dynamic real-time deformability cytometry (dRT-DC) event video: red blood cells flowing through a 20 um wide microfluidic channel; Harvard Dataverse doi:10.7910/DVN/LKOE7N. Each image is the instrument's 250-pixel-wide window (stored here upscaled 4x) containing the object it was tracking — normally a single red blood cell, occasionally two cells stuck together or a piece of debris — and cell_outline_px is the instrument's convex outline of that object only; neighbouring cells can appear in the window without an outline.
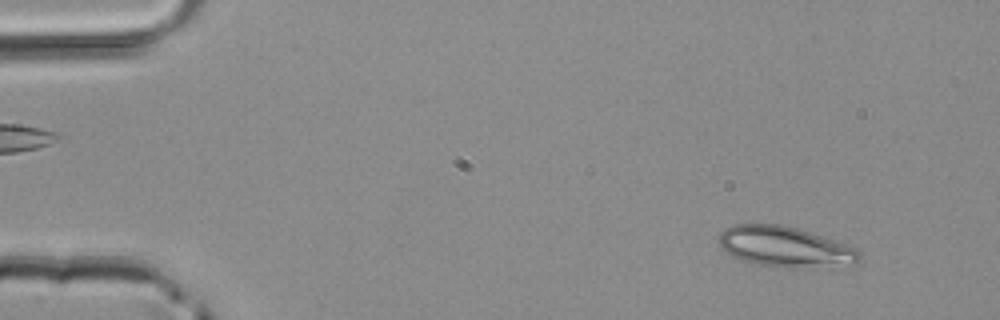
{"species": "common noctule bat (a hibernating species)", "species_latin": "Nyctalus noctula", "temperature_condition": "room temperature", "stored_images_in_passage": 3, "camera_frame_rate_fps": 3000, "um_per_image_px": 0.085, "animal": {"sex": "male", "body_mass_g": 20.4}, "frame": {"image": 1, "passage_image": 1, "time_ms": 0.0, "image_size_px": [1000, 320], "cell_outline_px": [[860, 256], [856, 260], [792, 268], [784, 268], [756, 264], [732, 256], [720, 244], [720, 232], [724, 228], [732, 224], [780, 224], [796, 228], [856, 248], [860, 252]], "centroid_in_image_um": [66.56, 20.93], "position_along_channel_um": 18.4, "area_um2": 31.67}}